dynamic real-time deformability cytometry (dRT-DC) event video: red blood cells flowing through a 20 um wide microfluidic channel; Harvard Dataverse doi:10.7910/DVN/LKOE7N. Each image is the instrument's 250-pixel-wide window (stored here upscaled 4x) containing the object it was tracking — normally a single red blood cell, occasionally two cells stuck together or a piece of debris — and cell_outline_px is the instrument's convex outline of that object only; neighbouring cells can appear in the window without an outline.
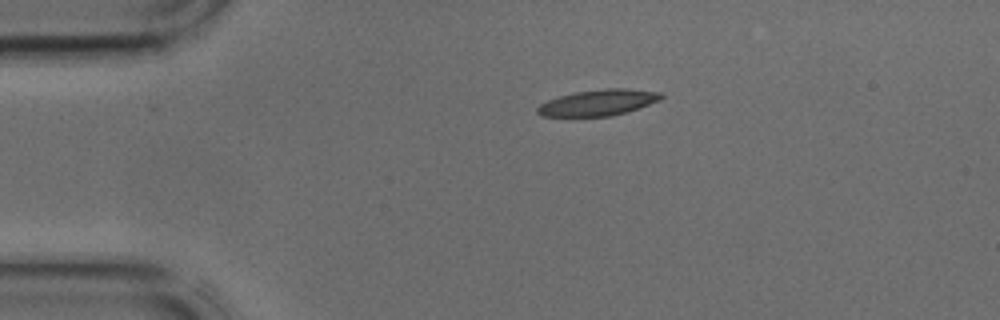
{"species": "common noctule bat (a hibernating species)", "species_latin": "Nyctalus noctula", "temperature_condition": "cold", "stored_images_in_passage": 35, "camera_frame_rate_fps": 3000, "um_per_image_px": 0.085, "animal": {"sex": "male", "body_mass_g": 17.9, "forearm_length_mm": 54.2}, "frame": {"image": 1, "passage_image": 1, "time_ms": 0.0, "image_size_px": [1000, 320], "cell_outline_px": [[664, 96], [660, 100], [612, 116], [540, 116], [536, 112], [536, 108], [540, 104], [548, 100], [560, 96], [576, 92], [608, 88], [628, 88], [664, 92]], "centroid_in_image_um": [50.86, 8.71], "position_along_channel_um": 34.1, "area_um2": 18.67}}
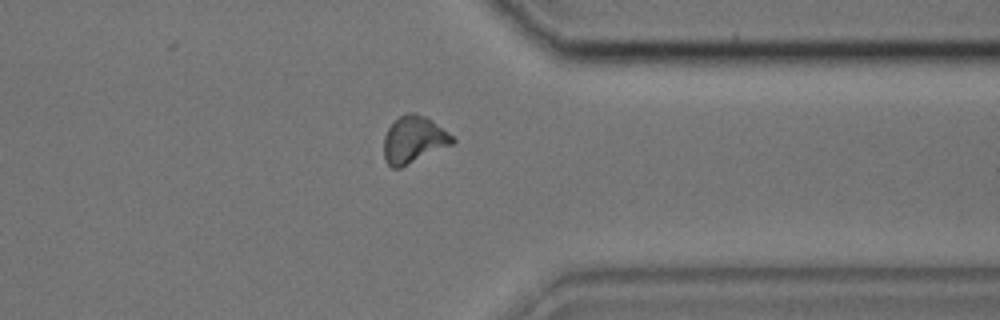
{"frame": {"image": 2, "passage_image": 26, "time_ms": 8.333, "image_size_px": [1000, 320], "cell_outline_px": [[456, 140], [452, 144], [400, 168], [392, 168], [384, 160], [384, 136], [388, 128], [400, 116], [408, 112], [416, 112], [432, 120], [452, 136]], "centroid_in_image_um": [35.14, 11.87], "position_along_channel_um": 376.3, "area_um2": 18.55}}
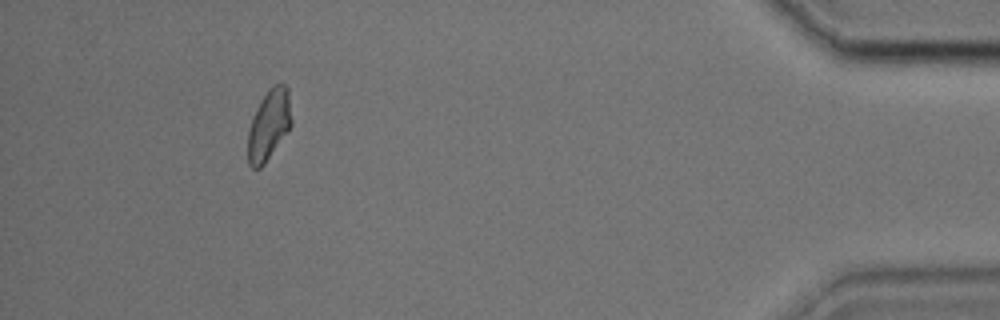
{"frame": {"image": 3, "passage_image": 32, "time_ms": 10.333, "image_size_px": [1000, 320], "cell_outline_px": [[292, 124], [264, 164], [260, 168], [252, 168], [248, 164], [248, 132], [252, 116], [260, 100], [268, 88], [272, 84], [284, 84], [288, 88], [292, 120]], "centroid_in_image_um": [22.85, 10.58], "position_along_channel_um": 412.4, "area_um2": 17.92}}